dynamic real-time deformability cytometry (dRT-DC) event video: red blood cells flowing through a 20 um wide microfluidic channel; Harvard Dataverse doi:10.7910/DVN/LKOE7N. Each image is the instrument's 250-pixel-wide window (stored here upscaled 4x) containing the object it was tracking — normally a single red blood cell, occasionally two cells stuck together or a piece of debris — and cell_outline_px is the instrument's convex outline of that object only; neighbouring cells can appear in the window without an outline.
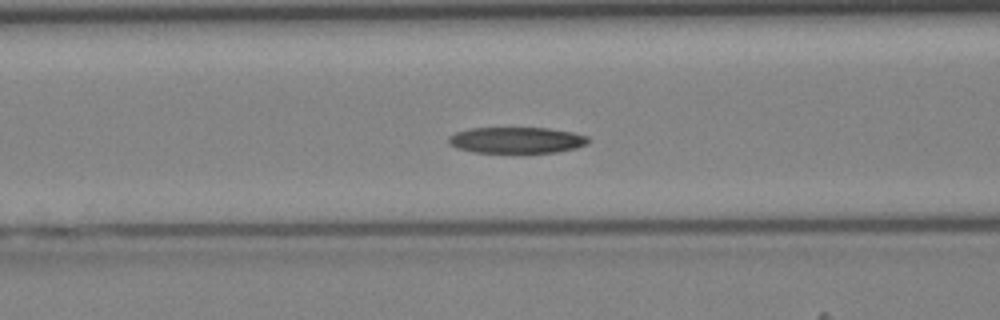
{"species": "Egyptian fruit bat (a non-hibernating species)", "species_latin": "Rousettus aegyptiacus", "temperature_condition": "cold", "stored_images_in_passage": 32, "camera_frame_rate_fps": 3000, "um_per_image_px": 0.085, "animal": {"sex": "female"}, "frame": {"image": 1, "passage_image": 5, "time_ms": 1.333, "image_size_px": [1000, 320], "cell_outline_px": [[592, 140], [588, 144], [576, 148], [556, 152], [472, 152], [456, 148], [448, 144], [448, 136], [456, 132], [472, 128], [548, 128], [572, 132], [588, 136]], "centroid_in_image_um": [43.92, 11.91], "position_along_channel_um": 122.7, "area_um2": 21.39}}
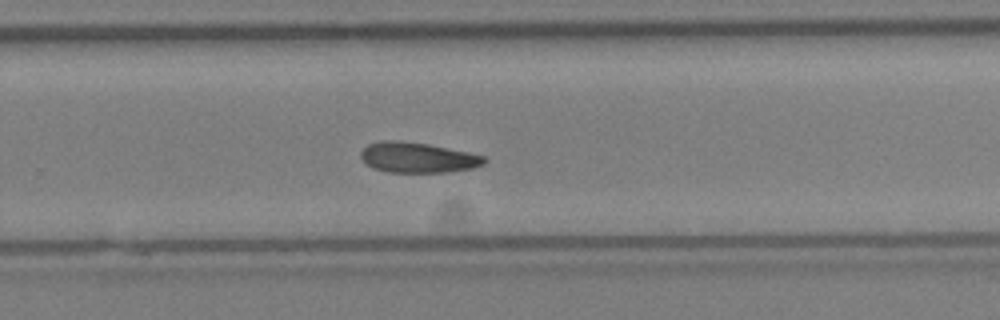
{"frame": {"image": 2, "passage_image": 16, "time_ms": 5.0, "image_size_px": [1000, 320], "cell_outline_px": [[488, 160], [484, 164], [472, 168], [444, 172], [388, 172], [372, 168], [360, 156], [360, 152], [368, 144], [380, 140], [392, 140], [428, 144], [468, 152], [484, 156]], "centroid_in_image_um": [35.5, 13.39], "position_along_channel_um": 294.3, "area_um2": 21.68}}
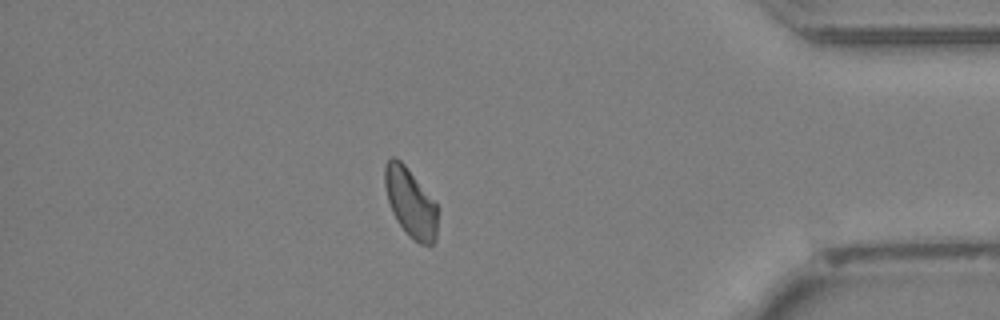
{"frame": {"image": 3, "passage_image": 25, "time_ms": 8.0, "image_size_px": [1000, 320], "cell_outline_px": [[436, 240], [432, 244], [420, 244], [396, 220], [392, 212], [388, 200], [384, 184], [384, 168], [388, 160], [392, 156], [396, 156], [404, 164], [436, 204]], "centroid_in_image_um": [34.86, 17.18], "position_along_channel_um": 400.3, "area_um2": 20.52}}